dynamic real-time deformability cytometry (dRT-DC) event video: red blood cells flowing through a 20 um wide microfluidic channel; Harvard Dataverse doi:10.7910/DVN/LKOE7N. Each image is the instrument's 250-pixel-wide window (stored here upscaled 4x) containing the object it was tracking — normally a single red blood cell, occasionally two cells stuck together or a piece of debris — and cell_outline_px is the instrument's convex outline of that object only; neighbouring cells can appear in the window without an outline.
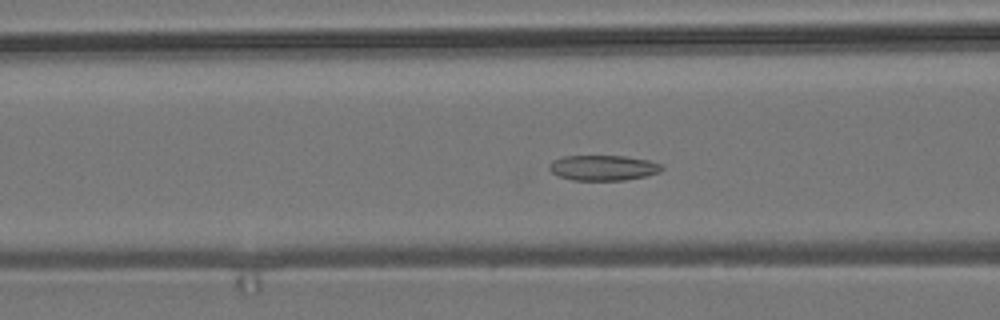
{"species": "common noctule bat (a hibernating species)", "species_latin": "Nyctalus noctula", "temperature_condition": "room temperature", "stored_images_in_passage": 45, "camera_frame_rate_fps": 3000, "um_per_image_px": 0.085, "animal": {"sex": "male", "body_mass_g": 19.2, "forearm_length_mm": 51.8}, "frame": {"image": 1, "passage_image": 11, "time_ms": 3.333, "image_size_px": [1000, 320], "cell_outline_px": [[664, 168], [660, 172], [644, 176], [624, 180], [572, 180], [560, 176], [552, 172], [548, 168], [548, 164], [552, 160], [564, 156], [624, 156], [648, 160], [660, 164]], "centroid_in_image_um": [51.24, 14.26], "position_along_channel_um": 115.4, "area_um2": 16.53}}
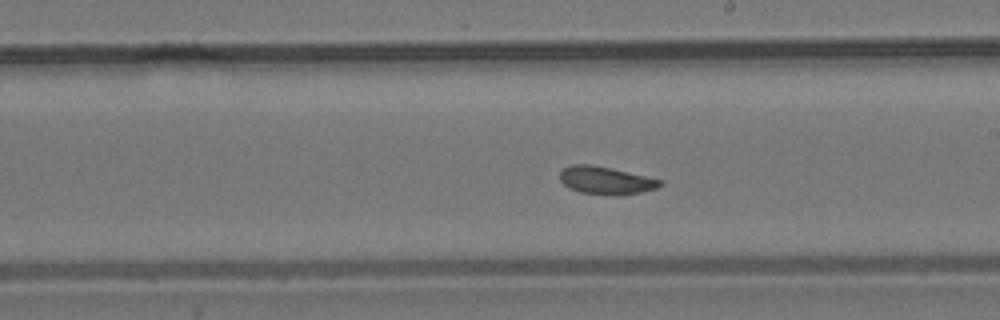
{"frame": {"image": 2, "passage_image": 21, "time_ms": 6.667, "image_size_px": [1000, 320], "cell_outline_px": [[664, 184], [656, 188], [640, 192], [620, 196], [608, 196], [580, 192], [568, 188], [560, 180], [560, 172], [564, 168], [572, 164], [592, 164], [664, 180]], "centroid_in_image_um": [51.51, 15.35], "position_along_channel_um": 237.5, "area_um2": 16.42}}
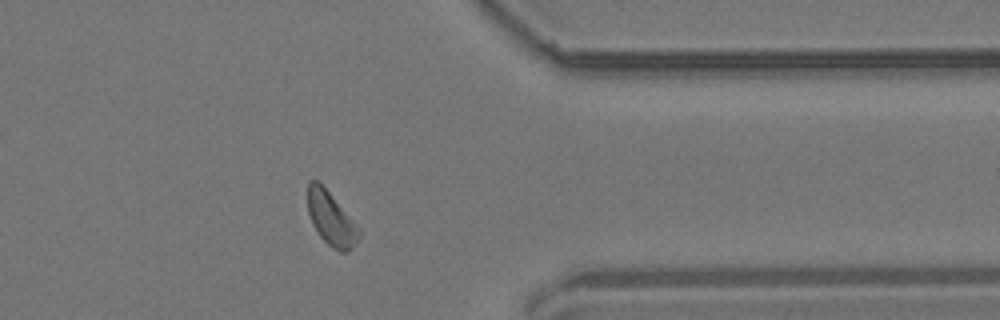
{"frame": {"image": 3, "passage_image": 34, "time_ms": 11.0, "image_size_px": [1000, 320], "cell_outline_px": [[360, 236], [352, 248], [348, 252], [340, 252], [332, 248], [320, 236], [312, 224], [308, 212], [308, 180], [316, 180], [328, 192], [360, 228]], "centroid_in_image_um": [28.14, 18.63], "position_along_channel_um": 383.3, "area_um2": 15.72}, "authors_computed_cell_mechanics": {"area_um2": 16.4152, "velocity_mm_per_s": 3.6641, "shape_relaxation_time_tau1_ms": 3.8376, "shape_relaxation_time_tau2_ms": 4.4283, "deformation_change_tau1": 0.0851, "deformation_change_tau2": 0.1102}}